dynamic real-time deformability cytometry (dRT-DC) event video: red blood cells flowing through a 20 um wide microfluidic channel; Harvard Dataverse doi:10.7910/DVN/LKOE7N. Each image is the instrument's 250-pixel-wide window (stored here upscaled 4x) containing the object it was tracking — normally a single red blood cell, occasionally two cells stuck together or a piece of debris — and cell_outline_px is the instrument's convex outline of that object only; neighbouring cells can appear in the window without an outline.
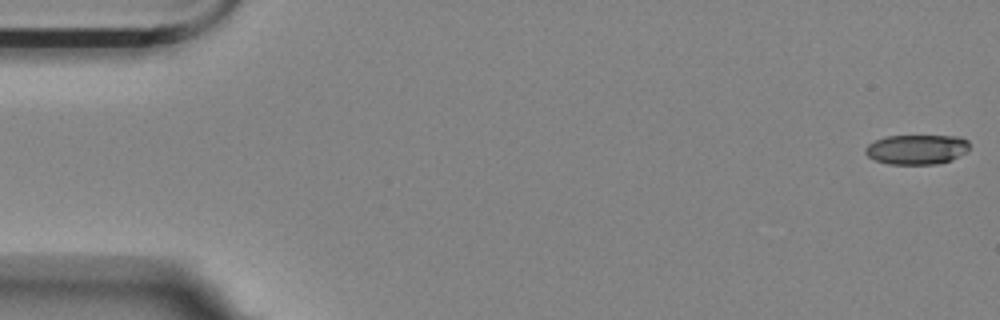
{"species": "Egyptian fruit bat (a non-hibernating species)", "species_latin": "Rousettus aegyptiacus", "temperature_condition": "room temperature", "stored_images_in_passage": 54, "camera_frame_rate_fps": 3000, "um_per_image_px": 0.085, "animal": {"sex": "female"}, "frame": {"image": 1, "passage_image": 1, "time_ms": 0.0, "image_size_px": [1000, 320], "cell_outline_px": [[968, 152], [952, 160], [936, 164], [888, 164], [876, 160], [868, 156], [864, 152], [864, 148], [868, 144], [884, 136], [960, 136], [968, 140]], "centroid_in_image_um": [77.93, 12.7], "position_along_channel_um": 7.1, "area_um2": 18.21}}
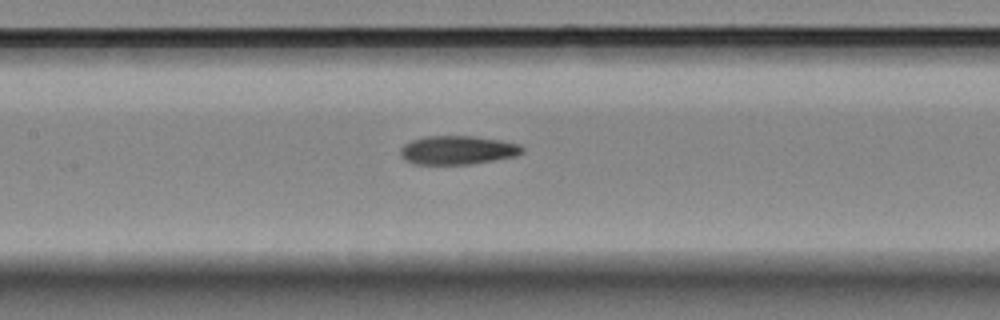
{"frame": {"image": 2, "passage_image": 26, "time_ms": 8.333, "image_size_px": [1000, 320], "cell_outline_px": [[524, 152], [516, 156], [468, 164], [412, 164], [404, 160], [400, 156], [400, 148], [404, 144], [412, 140], [424, 136], [472, 136], [500, 140], [520, 144], [524, 148]], "centroid_in_image_um": [38.87, 12.76], "position_along_channel_um": 168.5, "area_um2": 20.46}}
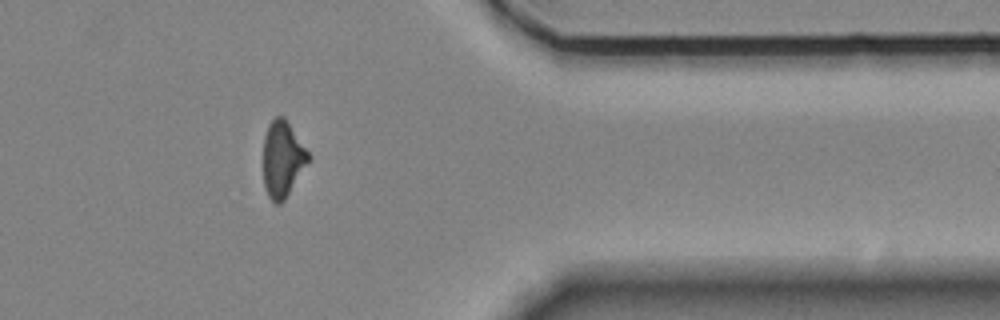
{"frame": {"image": 3, "passage_image": 46, "time_ms": 15.0, "image_size_px": [1000, 320], "cell_outline_px": [[312, 156], [284, 200], [280, 204], [276, 204], [268, 196], [264, 188], [264, 136], [268, 124], [276, 116], [284, 116]], "centroid_in_image_um": [24.02, 13.5], "position_along_channel_um": 387.4, "area_um2": 19.94}, "authors_computed_cell_mechanics": {"area_um2": 20.4901, "velocity_mm_per_s": 3.5375, "shape_relaxation_time_tau1_ms": 6.9842, "shape_relaxation_time_tau2_ms": 4.5413, "deformation_change_tau1": 0.2029, "deformation_change_tau2": 0.135}}